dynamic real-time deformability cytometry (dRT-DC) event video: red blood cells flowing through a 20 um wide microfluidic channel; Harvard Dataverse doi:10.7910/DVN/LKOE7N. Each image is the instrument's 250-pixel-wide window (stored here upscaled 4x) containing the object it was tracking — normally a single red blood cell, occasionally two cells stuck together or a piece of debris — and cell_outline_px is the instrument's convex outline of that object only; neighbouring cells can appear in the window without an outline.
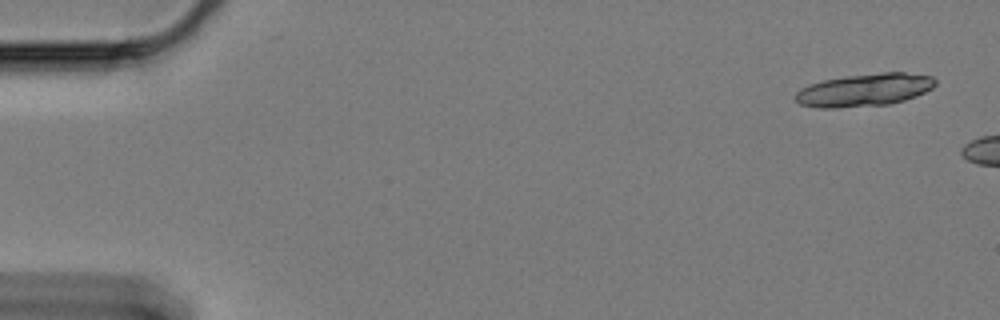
{"species": "Egyptian fruit bat (a non-hibernating species)", "species_latin": "Rousettus aegyptiacus", "temperature_condition": "cold", "stored_images_in_passage": 9, "camera_frame_rate_fps": 3000, "um_per_image_px": 0.085, "animal": {"sex": "female"}, "frame": {"image": 1, "passage_image": 1, "time_ms": 0.0, "image_size_px": [1000, 320], "cell_outline_px": [[936, 84], [932, 88], [916, 96], [904, 100], [888, 104], [836, 108], [816, 108], [800, 104], [796, 100], [796, 92], [800, 88], [808, 84], [824, 80], [848, 76], [880, 72], [904, 72], [932, 76], [936, 80]], "centroid_in_image_um": [73.47, 7.64], "position_along_channel_um": 11.5, "area_um2": 26.65}}